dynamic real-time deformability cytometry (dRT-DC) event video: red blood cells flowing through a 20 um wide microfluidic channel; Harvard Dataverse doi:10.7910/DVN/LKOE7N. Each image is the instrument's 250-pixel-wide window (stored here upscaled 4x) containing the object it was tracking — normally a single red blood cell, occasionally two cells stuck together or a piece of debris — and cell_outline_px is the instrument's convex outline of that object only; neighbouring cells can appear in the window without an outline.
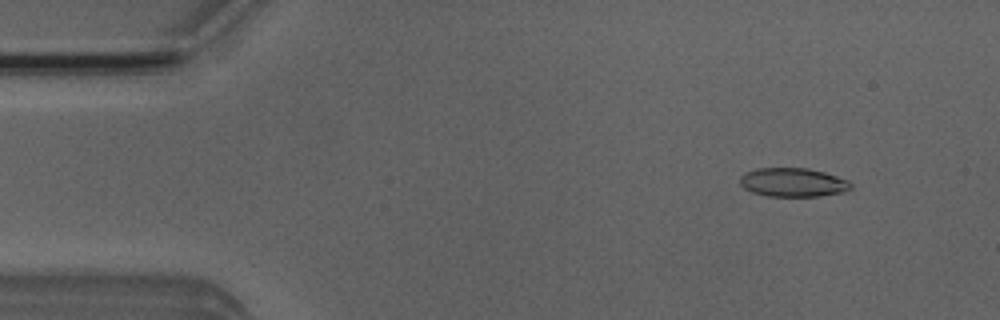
{"species": "Egyptian fruit bat (a non-hibernating species)", "species_latin": "Rousettus aegyptiacus", "temperature_condition": "room temperature", "stored_images_in_passage": 7, "camera_frame_rate_fps": 3000, "um_per_image_px": 0.085, "animal": {"sex": "male"}, "frame": {"image": 1, "passage_image": 2, "time_ms": 1.333, "image_size_px": [1000, 320], "cell_outline_px": [[852, 188], [844, 192], [820, 196], [768, 196], [752, 192], [744, 188], [740, 184], [740, 176], [744, 172], [756, 168], [808, 168], [824, 172], [848, 180], [852, 184]], "centroid_in_image_um": [67.4, 15.5], "position_along_channel_um": 17.6, "area_um2": 18.73}}